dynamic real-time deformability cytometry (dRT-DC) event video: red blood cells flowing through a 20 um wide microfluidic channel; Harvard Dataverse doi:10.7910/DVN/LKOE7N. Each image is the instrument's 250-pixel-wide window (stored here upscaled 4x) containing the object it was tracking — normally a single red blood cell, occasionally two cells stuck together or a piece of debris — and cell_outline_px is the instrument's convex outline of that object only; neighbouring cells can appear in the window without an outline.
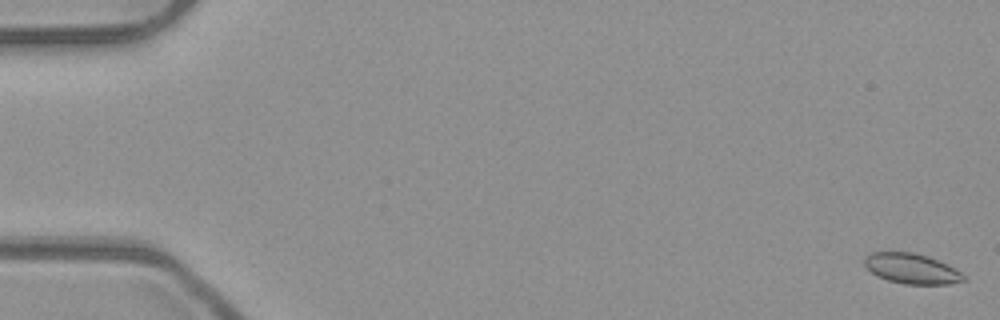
{"species": "common noctule bat (a hibernating species)", "species_latin": "Nyctalus noctula", "temperature_condition": "room temperature", "stored_images_in_passage": 54, "camera_frame_rate_fps": 3000, "um_per_image_px": 0.085, "animal": {"sex": "male", "body_mass_g": 23.1, "forearm_length_mm": 52.7}, "frame": {"image": 1, "passage_image": 1, "time_ms": 0.0, "image_size_px": [1000, 320], "cell_outline_px": [[968, 280], [948, 284], [904, 284], [888, 280], [876, 276], [864, 264], [864, 256], [872, 252], [912, 252], [928, 256], [948, 264], [956, 268], [968, 276]], "centroid_in_image_um": [77.54, 22.83], "position_along_channel_um": 7.5, "area_um2": 17.74}}
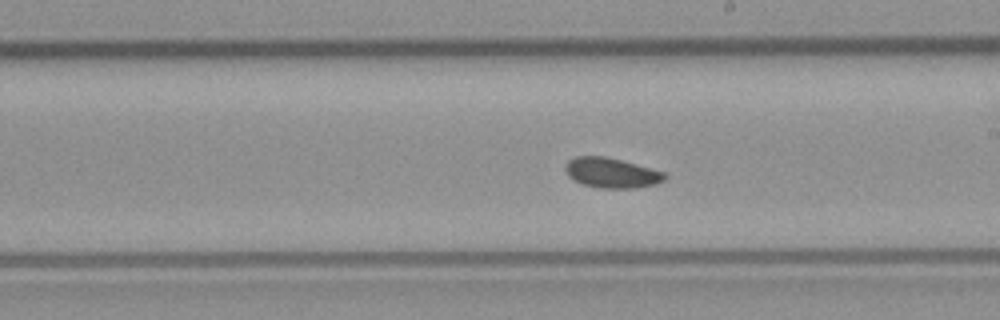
{"frame": {"image": 2, "passage_image": 31, "time_ms": 10.0, "image_size_px": [1000, 320], "cell_outline_px": [[668, 176], [664, 180], [656, 184], [636, 188], [600, 188], [580, 184], [572, 180], [568, 176], [564, 168], [568, 160], [576, 156], [604, 156], [620, 160], [664, 172]], "centroid_in_image_um": [51.94, 14.7], "position_along_channel_um": 237.1, "area_um2": 17.46}}
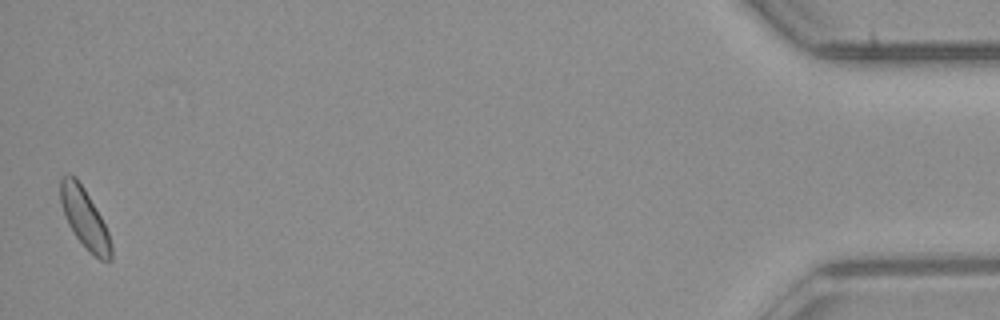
{"frame": {"image": 3, "passage_image": 53, "time_ms": 17.333, "image_size_px": [1000, 320], "cell_outline_px": [[112, 260], [108, 264], [100, 260], [88, 252], [76, 236], [68, 224], [60, 200], [60, 176], [68, 172], [76, 176], [84, 188], [100, 216], [108, 232], [112, 248]], "centroid_in_image_um": [7.19, 18.56], "position_along_channel_um": 428.0, "area_um2": 17.74}, "authors_computed_cell_mechanics": {"area_um2": 17.4556, "velocity_mm_per_s": 3.9121, "shape_relaxation_time_tau1_ms": 2.5469, "shape_relaxation_time_tau2_ms": 6.6458, "deformation_change_tau1": 0.0431, "deformation_change_tau2": 0.0787}}